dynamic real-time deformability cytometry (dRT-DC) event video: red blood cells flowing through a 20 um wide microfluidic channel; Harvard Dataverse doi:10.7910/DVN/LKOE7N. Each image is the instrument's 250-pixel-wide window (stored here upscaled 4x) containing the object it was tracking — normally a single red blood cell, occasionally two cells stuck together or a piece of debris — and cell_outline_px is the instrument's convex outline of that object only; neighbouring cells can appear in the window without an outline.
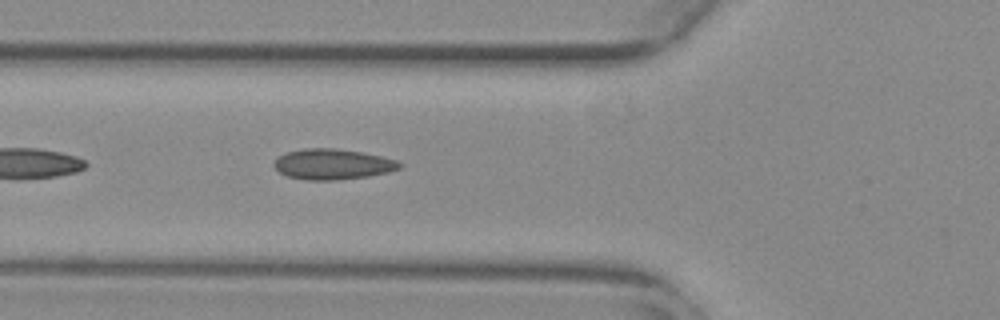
{"species": "common noctule bat (a hibernating species)", "species_latin": "Nyctalus noctula", "temperature_condition": "warm", "stored_images_in_passage": 35, "camera_frame_rate_fps": 3000, "um_per_image_px": 0.085, "animal": {"sex": "female", "body_mass_g": 29.2, "forearm_length_mm": 56.3}, "frame": {"image": 1, "passage_image": 5, "time_ms": 1.333, "image_size_px": [1000, 320], "cell_outline_px": [[400, 168], [388, 172], [368, 176], [336, 180], [308, 180], [288, 176], [280, 172], [272, 164], [280, 156], [288, 152], [304, 148], [336, 148], [360, 152], [380, 156], [396, 160], [400, 164]], "centroid_in_image_um": [28.26, 13.96], "position_along_channel_um": 97.5, "area_um2": 22.02}}
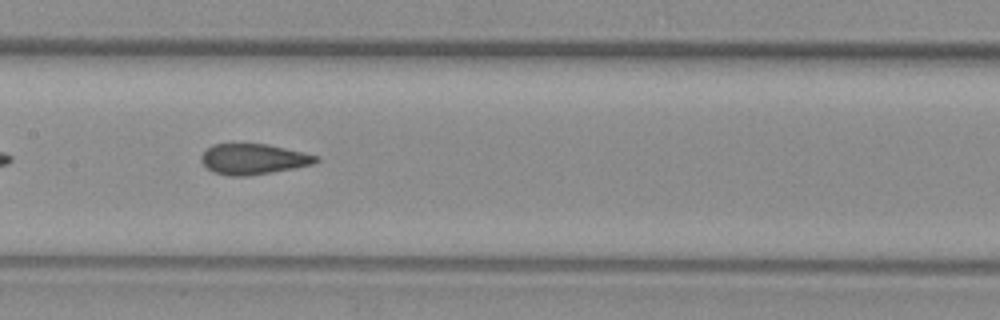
{"frame": {"image": 2, "passage_image": 12, "time_ms": 3.667, "image_size_px": [1000, 320], "cell_outline_px": [[320, 160], [316, 164], [272, 172], [248, 176], [228, 176], [212, 172], [200, 160], [200, 156], [212, 144], [264, 144], [284, 148], [320, 156]], "centroid_in_image_um": [21.55, 13.53], "position_along_channel_um": 185.9, "area_um2": 20.46}}
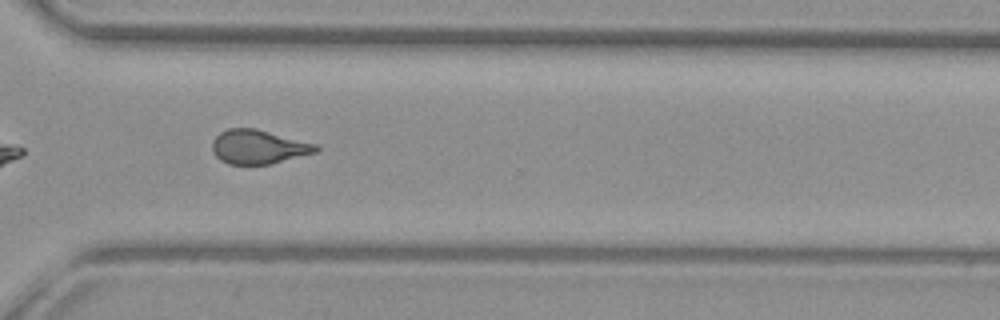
{"frame": {"image": 3, "passage_image": 25, "time_ms": 8.0, "image_size_px": [1000, 320], "cell_outline_px": [[320, 148], [316, 152], [268, 164], [228, 164], [220, 160], [212, 152], [212, 140], [220, 132], [228, 128], [256, 128], [316, 144]], "centroid_in_image_um": [21.92, 12.47], "position_along_channel_um": 348.7, "area_um2": 20.46}, "authors_computed_cell_mechanics": {"area_um2": 20.9236, "velocity_mm_per_s": 3.7688, "shape_relaxation_time_tau1_ms": null, "shape_relaxation_time_tau2_ms": 1.2146, "deformation_change_tau1": null, "deformation_change_tau2": 0.086}}